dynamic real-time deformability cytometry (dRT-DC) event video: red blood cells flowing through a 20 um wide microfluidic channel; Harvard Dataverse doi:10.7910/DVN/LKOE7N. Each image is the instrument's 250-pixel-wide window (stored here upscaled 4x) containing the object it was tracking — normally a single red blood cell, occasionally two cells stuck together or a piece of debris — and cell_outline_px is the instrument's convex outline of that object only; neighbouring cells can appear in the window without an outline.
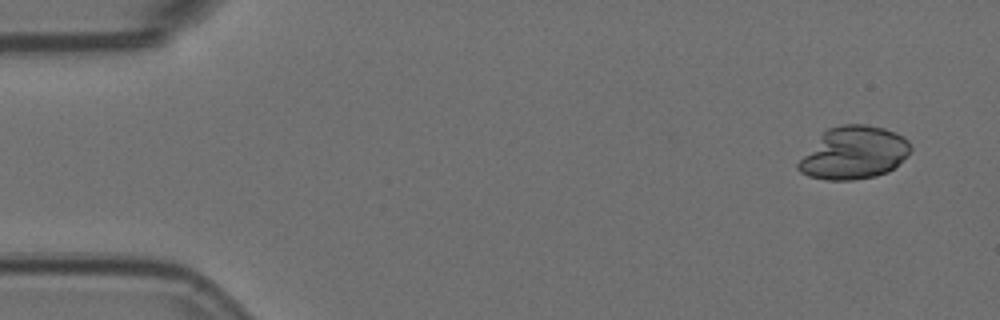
{"species": "Egyptian fruit bat (a non-hibernating species)", "species_latin": "Rousettus aegyptiacus", "temperature_condition": "room temperature", "stored_images_in_passage": 17, "camera_frame_rate_fps": 3000, "um_per_image_px": 0.085, "animal": {"sex": "female"}, "frame": {"image": 1, "passage_image": 2, "time_ms": 0.333, "image_size_px": [1000, 320], "cell_outline_px": [[912, 148], [888, 172], [876, 176], [852, 180], [828, 180], [808, 176], [800, 172], [796, 168], [796, 164], [820, 136], [828, 128], [840, 124], [868, 124], [884, 128], [896, 132], [904, 136], [908, 140]], "centroid_in_image_um": [72.56, 12.98], "position_along_channel_um": 12.4, "area_um2": 34.22}}